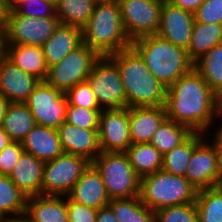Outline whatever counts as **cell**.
<instances>
[{"label": "cell", "mask_w": 222, "mask_h": 222, "mask_svg": "<svg viewBox=\"0 0 222 222\" xmlns=\"http://www.w3.org/2000/svg\"><path fill=\"white\" fill-rule=\"evenodd\" d=\"M92 164L100 172L111 200L139 196L140 177L125 152H101Z\"/></svg>", "instance_id": "obj_6"}, {"label": "cell", "mask_w": 222, "mask_h": 222, "mask_svg": "<svg viewBox=\"0 0 222 222\" xmlns=\"http://www.w3.org/2000/svg\"><path fill=\"white\" fill-rule=\"evenodd\" d=\"M102 109L127 107L120 71L109 56H100L86 80Z\"/></svg>", "instance_id": "obj_10"}, {"label": "cell", "mask_w": 222, "mask_h": 222, "mask_svg": "<svg viewBox=\"0 0 222 222\" xmlns=\"http://www.w3.org/2000/svg\"><path fill=\"white\" fill-rule=\"evenodd\" d=\"M218 179L216 186L222 189V133H217Z\"/></svg>", "instance_id": "obj_44"}, {"label": "cell", "mask_w": 222, "mask_h": 222, "mask_svg": "<svg viewBox=\"0 0 222 222\" xmlns=\"http://www.w3.org/2000/svg\"><path fill=\"white\" fill-rule=\"evenodd\" d=\"M155 222H199L196 205L187 203L158 209Z\"/></svg>", "instance_id": "obj_35"}, {"label": "cell", "mask_w": 222, "mask_h": 222, "mask_svg": "<svg viewBox=\"0 0 222 222\" xmlns=\"http://www.w3.org/2000/svg\"><path fill=\"white\" fill-rule=\"evenodd\" d=\"M57 131L64 153L85 157L90 162L101 153L98 130L78 128L64 122Z\"/></svg>", "instance_id": "obj_17"}, {"label": "cell", "mask_w": 222, "mask_h": 222, "mask_svg": "<svg viewBox=\"0 0 222 222\" xmlns=\"http://www.w3.org/2000/svg\"><path fill=\"white\" fill-rule=\"evenodd\" d=\"M216 102L217 94L193 68L167 88L164 106L168 119L207 135L216 119Z\"/></svg>", "instance_id": "obj_1"}, {"label": "cell", "mask_w": 222, "mask_h": 222, "mask_svg": "<svg viewBox=\"0 0 222 222\" xmlns=\"http://www.w3.org/2000/svg\"><path fill=\"white\" fill-rule=\"evenodd\" d=\"M24 103L38 125L57 129L65 122L67 96L46 81H40Z\"/></svg>", "instance_id": "obj_11"}, {"label": "cell", "mask_w": 222, "mask_h": 222, "mask_svg": "<svg viewBox=\"0 0 222 222\" xmlns=\"http://www.w3.org/2000/svg\"><path fill=\"white\" fill-rule=\"evenodd\" d=\"M96 222H118L112 209L109 206L97 210Z\"/></svg>", "instance_id": "obj_43"}, {"label": "cell", "mask_w": 222, "mask_h": 222, "mask_svg": "<svg viewBox=\"0 0 222 222\" xmlns=\"http://www.w3.org/2000/svg\"><path fill=\"white\" fill-rule=\"evenodd\" d=\"M109 57L120 71L128 108L165 105L167 88L149 71L132 47Z\"/></svg>", "instance_id": "obj_2"}, {"label": "cell", "mask_w": 222, "mask_h": 222, "mask_svg": "<svg viewBox=\"0 0 222 222\" xmlns=\"http://www.w3.org/2000/svg\"><path fill=\"white\" fill-rule=\"evenodd\" d=\"M39 82V79L25 73L4 54L0 58V93L9 102L24 103Z\"/></svg>", "instance_id": "obj_16"}, {"label": "cell", "mask_w": 222, "mask_h": 222, "mask_svg": "<svg viewBox=\"0 0 222 222\" xmlns=\"http://www.w3.org/2000/svg\"><path fill=\"white\" fill-rule=\"evenodd\" d=\"M65 94L70 105L87 109H102L87 81L77 84Z\"/></svg>", "instance_id": "obj_37"}, {"label": "cell", "mask_w": 222, "mask_h": 222, "mask_svg": "<svg viewBox=\"0 0 222 222\" xmlns=\"http://www.w3.org/2000/svg\"><path fill=\"white\" fill-rule=\"evenodd\" d=\"M196 22L222 24V0H205L194 12Z\"/></svg>", "instance_id": "obj_39"}, {"label": "cell", "mask_w": 222, "mask_h": 222, "mask_svg": "<svg viewBox=\"0 0 222 222\" xmlns=\"http://www.w3.org/2000/svg\"><path fill=\"white\" fill-rule=\"evenodd\" d=\"M118 3L130 41L157 34L163 0H119Z\"/></svg>", "instance_id": "obj_12"}, {"label": "cell", "mask_w": 222, "mask_h": 222, "mask_svg": "<svg viewBox=\"0 0 222 222\" xmlns=\"http://www.w3.org/2000/svg\"><path fill=\"white\" fill-rule=\"evenodd\" d=\"M100 56L87 44L82 43L59 63L48 67L45 81L66 93L87 80L95 61Z\"/></svg>", "instance_id": "obj_8"}, {"label": "cell", "mask_w": 222, "mask_h": 222, "mask_svg": "<svg viewBox=\"0 0 222 222\" xmlns=\"http://www.w3.org/2000/svg\"><path fill=\"white\" fill-rule=\"evenodd\" d=\"M81 31L83 43L99 56H109L131 47V41L122 23L118 2L95 5Z\"/></svg>", "instance_id": "obj_4"}, {"label": "cell", "mask_w": 222, "mask_h": 222, "mask_svg": "<svg viewBox=\"0 0 222 222\" xmlns=\"http://www.w3.org/2000/svg\"><path fill=\"white\" fill-rule=\"evenodd\" d=\"M35 125L34 117L25 103H9L1 126L12 141L22 142Z\"/></svg>", "instance_id": "obj_26"}, {"label": "cell", "mask_w": 222, "mask_h": 222, "mask_svg": "<svg viewBox=\"0 0 222 222\" xmlns=\"http://www.w3.org/2000/svg\"><path fill=\"white\" fill-rule=\"evenodd\" d=\"M192 133L188 127L166 118L154 132L150 143L164 155L183 143Z\"/></svg>", "instance_id": "obj_31"}, {"label": "cell", "mask_w": 222, "mask_h": 222, "mask_svg": "<svg viewBox=\"0 0 222 222\" xmlns=\"http://www.w3.org/2000/svg\"><path fill=\"white\" fill-rule=\"evenodd\" d=\"M119 0H92V2L95 4V5H98V4H110V3H115V2H118Z\"/></svg>", "instance_id": "obj_51"}, {"label": "cell", "mask_w": 222, "mask_h": 222, "mask_svg": "<svg viewBox=\"0 0 222 222\" xmlns=\"http://www.w3.org/2000/svg\"><path fill=\"white\" fill-rule=\"evenodd\" d=\"M102 109H87L68 103L65 122L78 128L98 130L99 115Z\"/></svg>", "instance_id": "obj_36"}, {"label": "cell", "mask_w": 222, "mask_h": 222, "mask_svg": "<svg viewBox=\"0 0 222 222\" xmlns=\"http://www.w3.org/2000/svg\"><path fill=\"white\" fill-rule=\"evenodd\" d=\"M4 51H0V58L3 56Z\"/></svg>", "instance_id": "obj_54"}, {"label": "cell", "mask_w": 222, "mask_h": 222, "mask_svg": "<svg viewBox=\"0 0 222 222\" xmlns=\"http://www.w3.org/2000/svg\"><path fill=\"white\" fill-rule=\"evenodd\" d=\"M172 5L178 6L184 10H188L191 12H195L197 8H199L205 0H166Z\"/></svg>", "instance_id": "obj_42"}, {"label": "cell", "mask_w": 222, "mask_h": 222, "mask_svg": "<svg viewBox=\"0 0 222 222\" xmlns=\"http://www.w3.org/2000/svg\"><path fill=\"white\" fill-rule=\"evenodd\" d=\"M131 47L166 88L194 68L186 49L174 45L157 34L139 37L131 41Z\"/></svg>", "instance_id": "obj_3"}, {"label": "cell", "mask_w": 222, "mask_h": 222, "mask_svg": "<svg viewBox=\"0 0 222 222\" xmlns=\"http://www.w3.org/2000/svg\"><path fill=\"white\" fill-rule=\"evenodd\" d=\"M203 140V133L193 132L183 143L163 155L162 170L185 177L194 148Z\"/></svg>", "instance_id": "obj_28"}, {"label": "cell", "mask_w": 222, "mask_h": 222, "mask_svg": "<svg viewBox=\"0 0 222 222\" xmlns=\"http://www.w3.org/2000/svg\"><path fill=\"white\" fill-rule=\"evenodd\" d=\"M82 43L81 28L59 24L52 36L42 46L47 67L59 63Z\"/></svg>", "instance_id": "obj_22"}, {"label": "cell", "mask_w": 222, "mask_h": 222, "mask_svg": "<svg viewBox=\"0 0 222 222\" xmlns=\"http://www.w3.org/2000/svg\"><path fill=\"white\" fill-rule=\"evenodd\" d=\"M11 142L12 140L3 130L2 126H0V152L3 151Z\"/></svg>", "instance_id": "obj_47"}, {"label": "cell", "mask_w": 222, "mask_h": 222, "mask_svg": "<svg viewBox=\"0 0 222 222\" xmlns=\"http://www.w3.org/2000/svg\"><path fill=\"white\" fill-rule=\"evenodd\" d=\"M27 0H8L7 7L8 10H15L20 4L24 3Z\"/></svg>", "instance_id": "obj_50"}, {"label": "cell", "mask_w": 222, "mask_h": 222, "mask_svg": "<svg viewBox=\"0 0 222 222\" xmlns=\"http://www.w3.org/2000/svg\"><path fill=\"white\" fill-rule=\"evenodd\" d=\"M91 163L85 157L67 153L45 162L41 195L68 196Z\"/></svg>", "instance_id": "obj_9"}, {"label": "cell", "mask_w": 222, "mask_h": 222, "mask_svg": "<svg viewBox=\"0 0 222 222\" xmlns=\"http://www.w3.org/2000/svg\"><path fill=\"white\" fill-rule=\"evenodd\" d=\"M5 222H38L29 216L26 212L17 214L16 216L6 220Z\"/></svg>", "instance_id": "obj_46"}, {"label": "cell", "mask_w": 222, "mask_h": 222, "mask_svg": "<svg viewBox=\"0 0 222 222\" xmlns=\"http://www.w3.org/2000/svg\"><path fill=\"white\" fill-rule=\"evenodd\" d=\"M45 162L23 151L9 177L26 197L41 195Z\"/></svg>", "instance_id": "obj_21"}, {"label": "cell", "mask_w": 222, "mask_h": 222, "mask_svg": "<svg viewBox=\"0 0 222 222\" xmlns=\"http://www.w3.org/2000/svg\"><path fill=\"white\" fill-rule=\"evenodd\" d=\"M222 116V92L217 94L216 102V118ZM216 133H222V125L220 128H217Z\"/></svg>", "instance_id": "obj_48"}, {"label": "cell", "mask_w": 222, "mask_h": 222, "mask_svg": "<svg viewBox=\"0 0 222 222\" xmlns=\"http://www.w3.org/2000/svg\"><path fill=\"white\" fill-rule=\"evenodd\" d=\"M65 196L28 197L25 212L38 222H68Z\"/></svg>", "instance_id": "obj_24"}, {"label": "cell", "mask_w": 222, "mask_h": 222, "mask_svg": "<svg viewBox=\"0 0 222 222\" xmlns=\"http://www.w3.org/2000/svg\"><path fill=\"white\" fill-rule=\"evenodd\" d=\"M108 206L118 222H155V212L148 208L139 196L112 199Z\"/></svg>", "instance_id": "obj_29"}, {"label": "cell", "mask_w": 222, "mask_h": 222, "mask_svg": "<svg viewBox=\"0 0 222 222\" xmlns=\"http://www.w3.org/2000/svg\"><path fill=\"white\" fill-rule=\"evenodd\" d=\"M166 118L165 106L130 107L129 126L132 144L150 143L154 132Z\"/></svg>", "instance_id": "obj_19"}, {"label": "cell", "mask_w": 222, "mask_h": 222, "mask_svg": "<svg viewBox=\"0 0 222 222\" xmlns=\"http://www.w3.org/2000/svg\"><path fill=\"white\" fill-rule=\"evenodd\" d=\"M195 205L199 222H222V189L215 186L197 191Z\"/></svg>", "instance_id": "obj_34"}, {"label": "cell", "mask_w": 222, "mask_h": 222, "mask_svg": "<svg viewBox=\"0 0 222 222\" xmlns=\"http://www.w3.org/2000/svg\"><path fill=\"white\" fill-rule=\"evenodd\" d=\"M194 69L216 94L222 92V43L197 60Z\"/></svg>", "instance_id": "obj_32"}, {"label": "cell", "mask_w": 222, "mask_h": 222, "mask_svg": "<svg viewBox=\"0 0 222 222\" xmlns=\"http://www.w3.org/2000/svg\"><path fill=\"white\" fill-rule=\"evenodd\" d=\"M197 190L183 176L158 170L140 178L141 201L152 211L158 209L195 203Z\"/></svg>", "instance_id": "obj_5"}, {"label": "cell", "mask_w": 222, "mask_h": 222, "mask_svg": "<svg viewBox=\"0 0 222 222\" xmlns=\"http://www.w3.org/2000/svg\"><path fill=\"white\" fill-rule=\"evenodd\" d=\"M0 51H4V46L2 45V42H1V35H0Z\"/></svg>", "instance_id": "obj_52"}, {"label": "cell", "mask_w": 222, "mask_h": 222, "mask_svg": "<svg viewBox=\"0 0 222 222\" xmlns=\"http://www.w3.org/2000/svg\"><path fill=\"white\" fill-rule=\"evenodd\" d=\"M25 152L43 162L63 154L57 129L36 124L21 142Z\"/></svg>", "instance_id": "obj_20"}, {"label": "cell", "mask_w": 222, "mask_h": 222, "mask_svg": "<svg viewBox=\"0 0 222 222\" xmlns=\"http://www.w3.org/2000/svg\"><path fill=\"white\" fill-rule=\"evenodd\" d=\"M9 103L10 102L0 93V126L2 125L3 117L5 116Z\"/></svg>", "instance_id": "obj_49"}, {"label": "cell", "mask_w": 222, "mask_h": 222, "mask_svg": "<svg viewBox=\"0 0 222 222\" xmlns=\"http://www.w3.org/2000/svg\"><path fill=\"white\" fill-rule=\"evenodd\" d=\"M68 197L96 210L108 206L111 201L101 174L92 163L83 172Z\"/></svg>", "instance_id": "obj_18"}, {"label": "cell", "mask_w": 222, "mask_h": 222, "mask_svg": "<svg viewBox=\"0 0 222 222\" xmlns=\"http://www.w3.org/2000/svg\"><path fill=\"white\" fill-rule=\"evenodd\" d=\"M222 43V24L194 22L192 36L187 50L195 63L215 45Z\"/></svg>", "instance_id": "obj_25"}, {"label": "cell", "mask_w": 222, "mask_h": 222, "mask_svg": "<svg viewBox=\"0 0 222 222\" xmlns=\"http://www.w3.org/2000/svg\"><path fill=\"white\" fill-rule=\"evenodd\" d=\"M8 7L4 0H0V35H2L7 19Z\"/></svg>", "instance_id": "obj_45"}, {"label": "cell", "mask_w": 222, "mask_h": 222, "mask_svg": "<svg viewBox=\"0 0 222 222\" xmlns=\"http://www.w3.org/2000/svg\"><path fill=\"white\" fill-rule=\"evenodd\" d=\"M98 137L101 152H126L131 146L129 108L102 109Z\"/></svg>", "instance_id": "obj_13"}, {"label": "cell", "mask_w": 222, "mask_h": 222, "mask_svg": "<svg viewBox=\"0 0 222 222\" xmlns=\"http://www.w3.org/2000/svg\"><path fill=\"white\" fill-rule=\"evenodd\" d=\"M92 0H58L55 4L60 24L83 28L93 12Z\"/></svg>", "instance_id": "obj_33"}, {"label": "cell", "mask_w": 222, "mask_h": 222, "mask_svg": "<svg viewBox=\"0 0 222 222\" xmlns=\"http://www.w3.org/2000/svg\"><path fill=\"white\" fill-rule=\"evenodd\" d=\"M21 142L12 141L3 151L0 152V174L10 175L23 153Z\"/></svg>", "instance_id": "obj_40"}, {"label": "cell", "mask_w": 222, "mask_h": 222, "mask_svg": "<svg viewBox=\"0 0 222 222\" xmlns=\"http://www.w3.org/2000/svg\"><path fill=\"white\" fill-rule=\"evenodd\" d=\"M4 55L25 73L45 81L48 67L45 62L43 48L34 45H3Z\"/></svg>", "instance_id": "obj_23"}, {"label": "cell", "mask_w": 222, "mask_h": 222, "mask_svg": "<svg viewBox=\"0 0 222 222\" xmlns=\"http://www.w3.org/2000/svg\"><path fill=\"white\" fill-rule=\"evenodd\" d=\"M194 22L193 12L163 0L157 35L188 50Z\"/></svg>", "instance_id": "obj_15"}, {"label": "cell", "mask_w": 222, "mask_h": 222, "mask_svg": "<svg viewBox=\"0 0 222 222\" xmlns=\"http://www.w3.org/2000/svg\"><path fill=\"white\" fill-rule=\"evenodd\" d=\"M68 222H96L97 210L72 201L68 196Z\"/></svg>", "instance_id": "obj_41"}, {"label": "cell", "mask_w": 222, "mask_h": 222, "mask_svg": "<svg viewBox=\"0 0 222 222\" xmlns=\"http://www.w3.org/2000/svg\"><path fill=\"white\" fill-rule=\"evenodd\" d=\"M49 1L53 2L54 4H56L58 0H49Z\"/></svg>", "instance_id": "obj_53"}, {"label": "cell", "mask_w": 222, "mask_h": 222, "mask_svg": "<svg viewBox=\"0 0 222 222\" xmlns=\"http://www.w3.org/2000/svg\"><path fill=\"white\" fill-rule=\"evenodd\" d=\"M27 198L13 183L9 175L0 174V221L21 214L26 210ZM11 214V216L9 215ZM13 215V216H12ZM9 216V217H8Z\"/></svg>", "instance_id": "obj_30"}, {"label": "cell", "mask_w": 222, "mask_h": 222, "mask_svg": "<svg viewBox=\"0 0 222 222\" xmlns=\"http://www.w3.org/2000/svg\"><path fill=\"white\" fill-rule=\"evenodd\" d=\"M125 153L140 178L162 169L163 155L151 143L131 144Z\"/></svg>", "instance_id": "obj_27"}, {"label": "cell", "mask_w": 222, "mask_h": 222, "mask_svg": "<svg viewBox=\"0 0 222 222\" xmlns=\"http://www.w3.org/2000/svg\"><path fill=\"white\" fill-rule=\"evenodd\" d=\"M59 24L58 17H27L16 10H8L6 26L1 35L2 45L42 47Z\"/></svg>", "instance_id": "obj_7"}, {"label": "cell", "mask_w": 222, "mask_h": 222, "mask_svg": "<svg viewBox=\"0 0 222 222\" xmlns=\"http://www.w3.org/2000/svg\"><path fill=\"white\" fill-rule=\"evenodd\" d=\"M15 10L27 17H57L55 4L49 0H27Z\"/></svg>", "instance_id": "obj_38"}, {"label": "cell", "mask_w": 222, "mask_h": 222, "mask_svg": "<svg viewBox=\"0 0 222 222\" xmlns=\"http://www.w3.org/2000/svg\"><path fill=\"white\" fill-rule=\"evenodd\" d=\"M214 140H202L193 150L185 178L198 191L215 187L218 179L217 133ZM211 143V144H210Z\"/></svg>", "instance_id": "obj_14"}]
</instances>
